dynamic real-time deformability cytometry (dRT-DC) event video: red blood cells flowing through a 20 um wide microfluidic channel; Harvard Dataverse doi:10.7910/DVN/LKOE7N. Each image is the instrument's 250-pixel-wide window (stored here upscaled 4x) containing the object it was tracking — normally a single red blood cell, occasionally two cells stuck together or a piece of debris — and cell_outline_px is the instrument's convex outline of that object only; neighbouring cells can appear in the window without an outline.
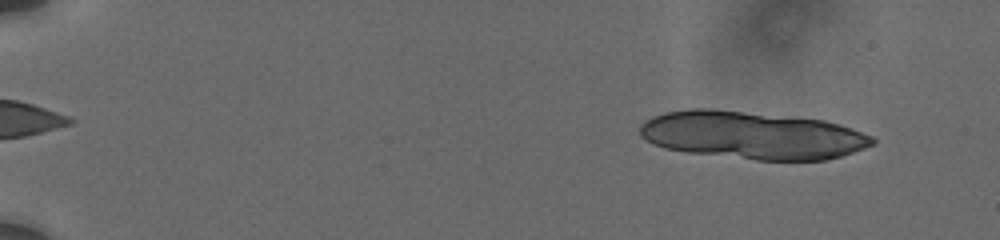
{"species": "human", "species_latin": "Homo sapiens", "temperature_condition": "cold", "stored_images_in_passage": 47, "camera_frame_rate_fps": 3000, "um_per_image_px": 0.085, "donor": {"sex": "male"}, "frame": {"image": 1, "passage_image": 4, "time_ms": 1.0, "image_size_px": [1000, 240], "cell_outline_px": [[876, 144], [828, 160], [756, 160], [688, 152], [664, 148], [652, 144], [640, 136], [640, 124], [664, 112], [688, 108], [712, 108], [824, 120], [840, 124], [872, 136], [876, 140]], "centroid_in_image_um": [63.93, 11.49], "position_along_channel_um": 21.1, "area_um2": 64.74}}
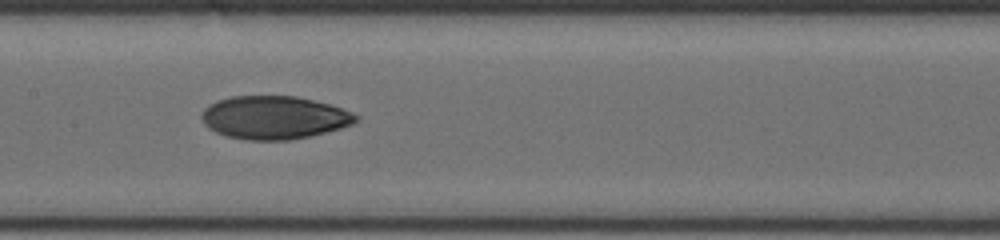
{"frame": {"image": 2, "passage_image": 25, "time_ms": 9.667, "image_size_px": [1000, 240], "cell_outline_px": [[360, 120], [352, 124], [340, 128], [308, 136], [288, 140], [244, 140], [224, 136], [208, 128], [200, 120], [200, 116], [204, 108], [208, 104], [216, 100], [232, 96], [296, 96], [328, 104], [352, 112], [360, 116]], "centroid_in_image_um": [23.25, 9.99], "position_along_channel_um": 184.2, "area_um2": 38.96}}
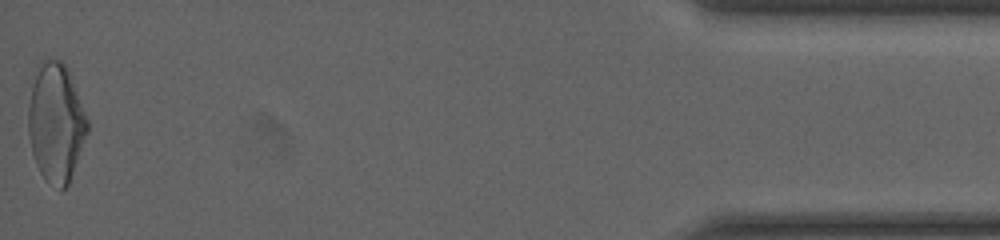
{"frame": {"image": 3, "passage_image": 47, "time_ms": 18.333, "image_size_px": [1000, 240], "cell_outline_px": [[88, 132], [68, 184], [60, 192], [48, 184], [44, 180], [36, 164], [32, 152], [28, 132], [28, 104], [36, 64], [44, 60], [60, 60], [68, 68], [88, 120]], "centroid_in_image_um": [4.74, 10.44], "position_along_channel_um": 430.5, "area_um2": 41.21}, "authors_computed_cell_mechanics": {"area_um2": 39.2462, "velocity_mm_per_s": 3.7356, "shape_relaxation_time_tau1_ms": null, "shape_relaxation_time_tau2_ms": 2.3169, "deformation_change_tau1": null, "deformation_change_tau2": 0.07}}